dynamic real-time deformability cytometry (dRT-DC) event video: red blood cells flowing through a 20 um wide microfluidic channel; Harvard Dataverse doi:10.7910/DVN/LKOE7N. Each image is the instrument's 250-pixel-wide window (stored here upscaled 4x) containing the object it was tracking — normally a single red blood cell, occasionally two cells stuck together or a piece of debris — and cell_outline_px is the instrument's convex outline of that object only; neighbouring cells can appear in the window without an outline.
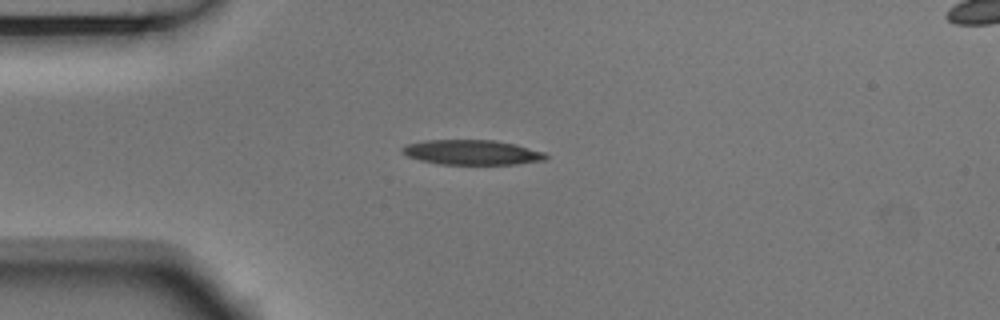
{"species": "Egyptian fruit bat (a non-hibernating species)", "species_latin": "Rousettus aegyptiacus", "temperature_condition": "room temperature", "stored_images_in_passage": 4, "camera_frame_rate_fps": 3000, "um_per_image_px": 0.085, "animal": {"sex": "male"}, "frame": {"image": 1, "passage_image": 2, "time_ms": 0.333, "image_size_px": [1000, 320], "cell_outline_px": [[548, 156], [544, 160], [516, 164], [440, 164], [420, 160], [408, 156], [400, 152], [400, 148], [404, 144], [424, 140], [492, 140], [516, 144], [544, 152]], "centroid_in_image_um": [40.06, 12.94], "position_along_channel_um": 44.9, "area_um2": 20.87}}
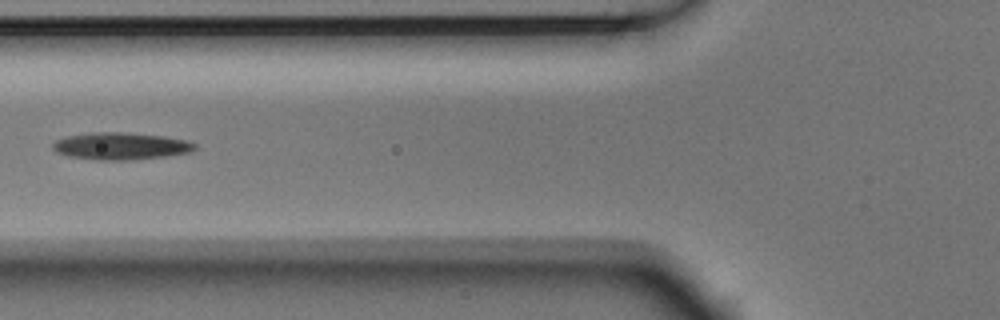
{"frame": {"image": 2, "passage_image": 4, "time_ms": 1.0, "image_size_px": [1000, 320], "cell_outline_px": [[196, 148], [192, 152], [164, 156], [132, 160], [96, 160], [68, 156], [56, 152], [52, 148], [52, 144], [56, 140], [68, 136], [92, 132], [120, 132], [164, 136], [188, 140], [196, 144]], "centroid_in_image_um": [10.27, 12.42], "position_along_channel_um": 115.5, "area_um2": 22.54}}